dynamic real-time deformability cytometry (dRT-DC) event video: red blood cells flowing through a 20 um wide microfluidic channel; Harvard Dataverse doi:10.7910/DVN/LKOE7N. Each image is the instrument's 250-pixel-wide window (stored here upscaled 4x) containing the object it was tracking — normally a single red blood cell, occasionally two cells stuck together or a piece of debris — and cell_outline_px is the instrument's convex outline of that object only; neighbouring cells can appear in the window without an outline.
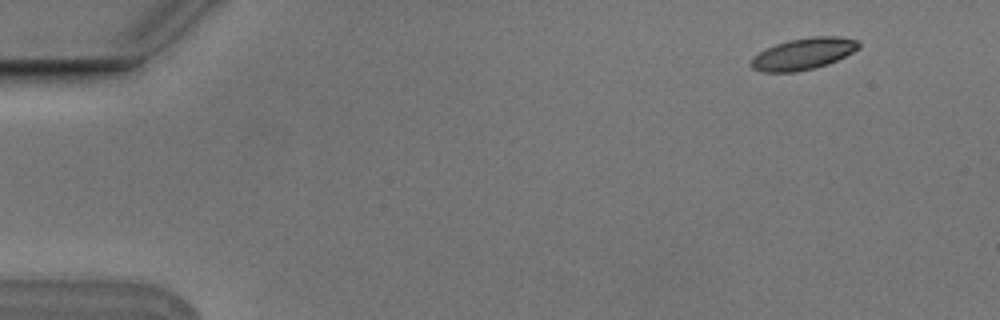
{"species": "Egyptian fruit bat (a non-hibernating species)", "species_latin": "Rousettus aegyptiacus", "temperature_condition": "cold", "stored_images_in_passage": 5, "camera_frame_rate_fps": 3000, "um_per_image_px": 0.085, "animal": {"sex": "male"}, "frame": {"image": 1, "passage_image": 1, "time_ms": 0.0, "image_size_px": [1000, 320], "cell_outline_px": [[860, 48], [828, 64], [816, 68], [796, 72], [760, 72], [752, 68], [752, 56], [776, 44], [788, 40], [812, 36], [840, 36], [860, 40]], "centroid_in_image_um": [68.32, 4.57], "position_along_channel_um": 16.7, "area_um2": 19.88}}
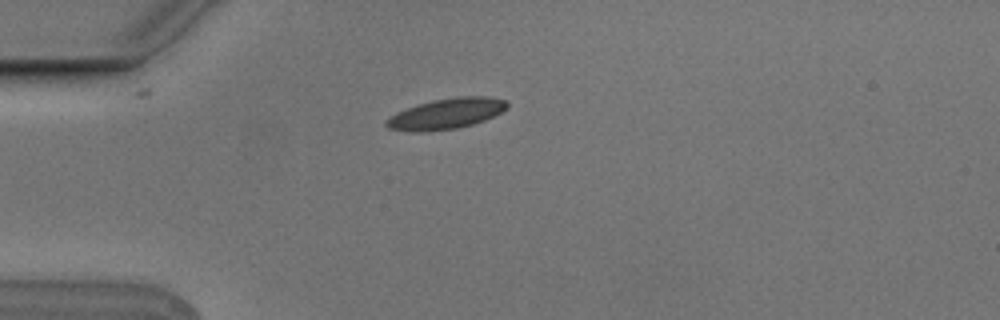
{"frame": {"image": 2, "passage_image": 4, "time_ms": 1.0, "image_size_px": [1000, 320], "cell_outline_px": [[508, 108], [484, 120], [472, 124], [456, 128], [424, 132], [412, 132], [388, 128], [384, 124], [384, 120], [396, 112], [432, 100], [456, 96], [488, 96], [504, 100], [508, 104]], "centroid_in_image_um": [37.9, 9.66], "position_along_channel_um": 47.1, "area_um2": 21.5}}
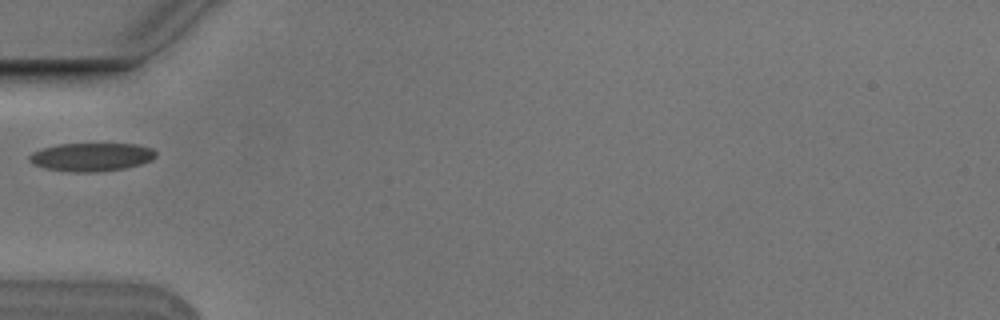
{"frame": {"image": 3, "passage_image": 5, "time_ms": 1.333, "image_size_px": [1000, 320], "cell_outline_px": [[156, 156], [152, 160], [140, 164], [124, 168], [96, 172], [72, 172], [44, 168], [32, 164], [28, 160], [28, 156], [32, 152], [44, 148], [60, 144], [136, 144], [152, 148], [156, 152]], "centroid_in_image_um": [7.76, 13.35], "position_along_channel_um": 77.2, "area_um2": 20.87}}